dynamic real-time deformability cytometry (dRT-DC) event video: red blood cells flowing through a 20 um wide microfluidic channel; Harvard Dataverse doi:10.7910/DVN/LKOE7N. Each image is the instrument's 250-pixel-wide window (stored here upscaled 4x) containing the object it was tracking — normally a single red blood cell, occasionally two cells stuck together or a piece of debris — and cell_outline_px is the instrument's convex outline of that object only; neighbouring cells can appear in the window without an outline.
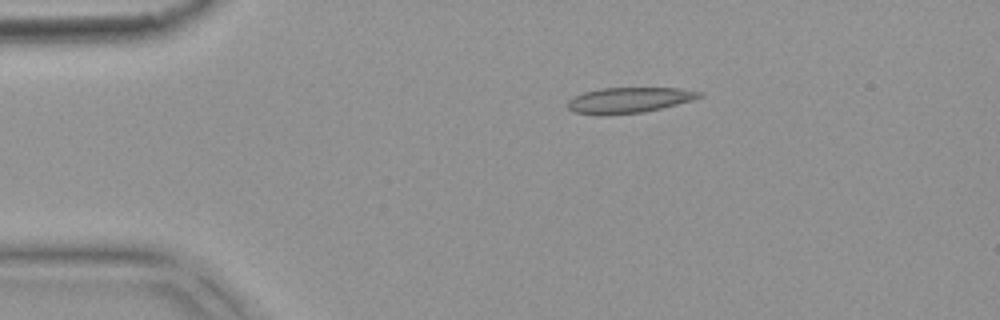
{"species": "common noctule bat (a hibernating species)", "species_latin": "Nyctalus noctula", "temperature_condition": "warm", "stored_images_in_passage": 5, "camera_frame_rate_fps": 3000, "um_per_image_px": 0.085, "animal": {"sex": "female", "body_mass_g": 18.4}, "frame": {"image": 1, "passage_image": 3, "time_ms": 0.667, "image_size_px": [1000, 320], "cell_outline_px": [[704, 96], [692, 100], [644, 112], [604, 116], [576, 112], [568, 108], [568, 100], [572, 96], [584, 92], [600, 88], [680, 88], [704, 92]], "centroid_in_image_um": [53.46, 8.51], "position_along_channel_um": 31.5, "area_um2": 19.77}}
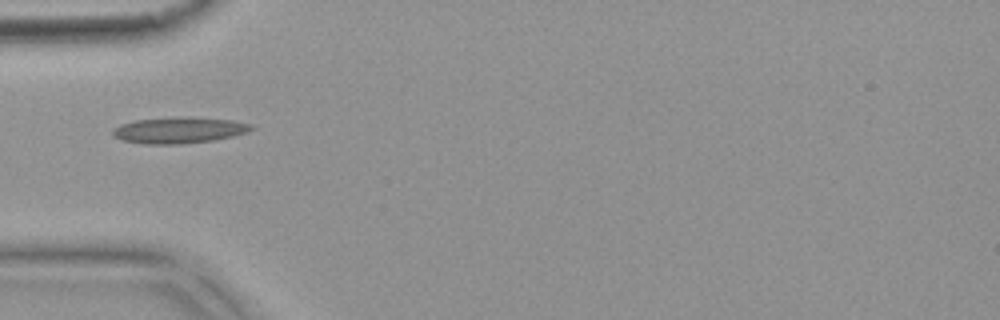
{"frame": {"image": 2, "passage_image": 5, "time_ms": 1.333, "image_size_px": [1000, 320], "cell_outline_px": [[256, 128], [248, 132], [232, 136], [212, 140], [180, 144], [144, 144], [124, 140], [112, 136], [112, 128], [120, 124], [136, 120], [188, 116], [192, 116], [232, 120], [252, 124]], "centroid_in_image_um": [15.23, 11.05], "position_along_channel_um": 69.8, "area_um2": 21.27}}